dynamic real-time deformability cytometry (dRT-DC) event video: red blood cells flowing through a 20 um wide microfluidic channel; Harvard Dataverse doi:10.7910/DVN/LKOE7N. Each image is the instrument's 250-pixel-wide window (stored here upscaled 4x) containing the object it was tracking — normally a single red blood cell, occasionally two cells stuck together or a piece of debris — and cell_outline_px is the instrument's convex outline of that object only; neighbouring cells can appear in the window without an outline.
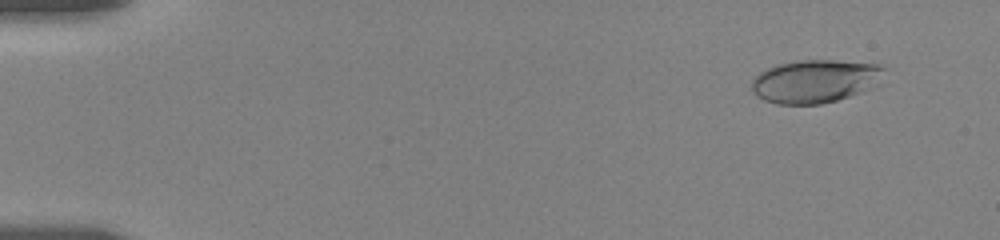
{"species": "human", "species_latin": "Homo sapiens", "temperature_condition": "room temperature", "stored_images_in_passage": 11, "camera_frame_rate_fps": 3000, "um_per_image_px": 0.085, "donor": {"sex": "female"}, "frame": {"image": 1, "passage_image": 2, "time_ms": 1.0, "image_size_px": [1000, 240], "cell_outline_px": [[888, 68], [872, 88], [836, 100], [820, 104], [776, 104], [764, 100], [756, 96], [752, 92], [752, 80], [764, 68], [776, 64], [796, 60], [836, 60], [884, 64]], "centroid_in_image_um": [69.28, 6.88], "position_along_channel_um": 15.7, "area_um2": 33.7}}